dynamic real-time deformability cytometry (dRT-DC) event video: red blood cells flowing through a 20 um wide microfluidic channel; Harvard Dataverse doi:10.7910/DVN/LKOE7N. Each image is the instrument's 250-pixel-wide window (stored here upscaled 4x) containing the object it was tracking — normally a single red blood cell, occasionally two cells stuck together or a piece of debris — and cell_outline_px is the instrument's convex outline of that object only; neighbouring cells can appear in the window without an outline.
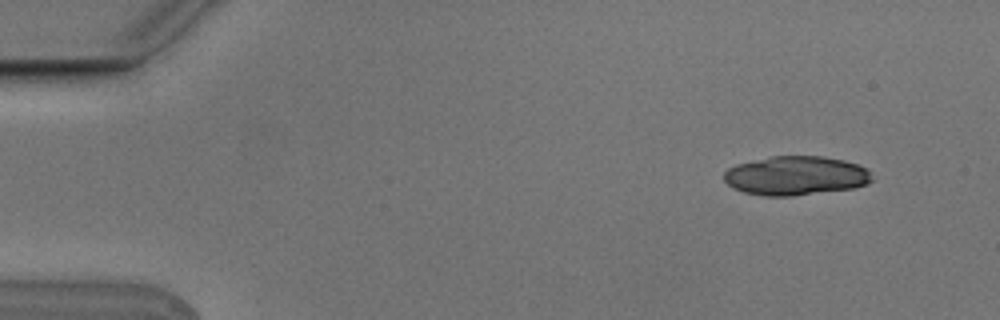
{"species": "Egyptian fruit bat (a non-hibernating species)", "species_latin": "Rousettus aegyptiacus", "temperature_condition": "cold", "stored_images_in_passage": 7, "camera_frame_rate_fps": 3000, "um_per_image_px": 0.085, "animal": {"sex": "male"}, "frame": {"image": 1, "passage_image": 2, "time_ms": 0.333, "image_size_px": [1000, 320], "cell_outline_px": [[872, 180], [868, 184], [856, 188], [792, 196], [764, 196], [744, 192], [732, 188], [724, 180], [724, 172], [728, 168], [736, 164], [772, 156], [824, 156], [844, 160], [868, 168]], "centroid_in_image_um": [67.65, 14.94], "position_along_channel_um": 17.3, "area_um2": 33.93}}